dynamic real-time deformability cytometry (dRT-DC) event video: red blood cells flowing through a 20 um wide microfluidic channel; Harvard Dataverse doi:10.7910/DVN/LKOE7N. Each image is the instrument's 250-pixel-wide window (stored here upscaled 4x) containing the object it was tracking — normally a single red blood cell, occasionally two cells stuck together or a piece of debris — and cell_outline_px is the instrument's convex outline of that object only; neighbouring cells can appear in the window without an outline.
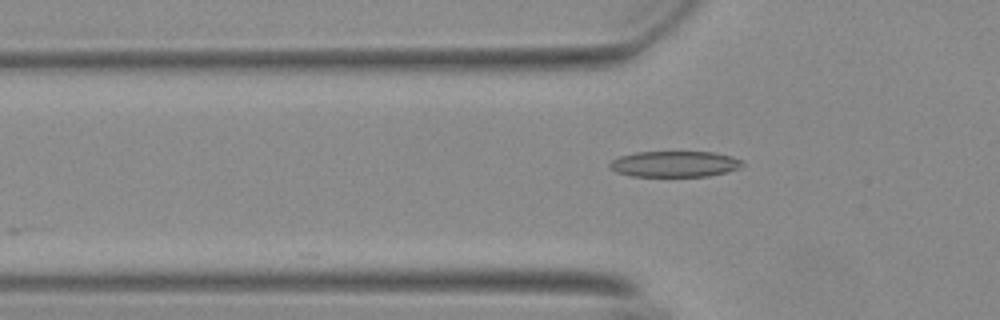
{"species": "Egyptian fruit bat (a non-hibernating species)", "species_latin": "Rousettus aegyptiacus", "temperature_condition": "warm", "stored_images_in_passage": 8, "camera_frame_rate_fps": 3000, "um_per_image_px": 0.085, "animal": {"sex": "female"}, "frame": {"image": 1, "passage_image": 4, "time_ms": 1.0, "image_size_px": [1000, 320], "cell_outline_px": [[744, 164], [740, 168], [708, 176], [632, 176], [616, 172], [608, 164], [612, 160], [620, 156], [636, 152], [716, 152], [732, 156], [740, 160]], "centroid_in_image_um": [57.35, 13.93], "position_along_channel_um": 68.5, "area_um2": 19.94}}
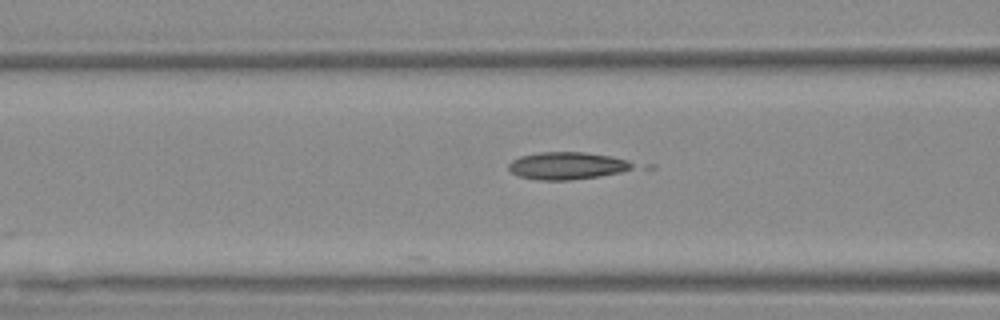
{"frame": {"image": 2, "passage_image": 8, "time_ms": 2.333, "image_size_px": [1000, 320], "cell_outline_px": [[636, 164], [632, 168], [620, 172], [600, 176], [568, 180], [540, 180], [520, 176], [512, 172], [508, 168], [508, 164], [512, 160], [520, 156], [540, 152], [584, 152], [612, 156], [628, 160]], "centroid_in_image_um": [48.22, 14.08], "position_along_channel_um": 118.4, "area_um2": 19.77}}